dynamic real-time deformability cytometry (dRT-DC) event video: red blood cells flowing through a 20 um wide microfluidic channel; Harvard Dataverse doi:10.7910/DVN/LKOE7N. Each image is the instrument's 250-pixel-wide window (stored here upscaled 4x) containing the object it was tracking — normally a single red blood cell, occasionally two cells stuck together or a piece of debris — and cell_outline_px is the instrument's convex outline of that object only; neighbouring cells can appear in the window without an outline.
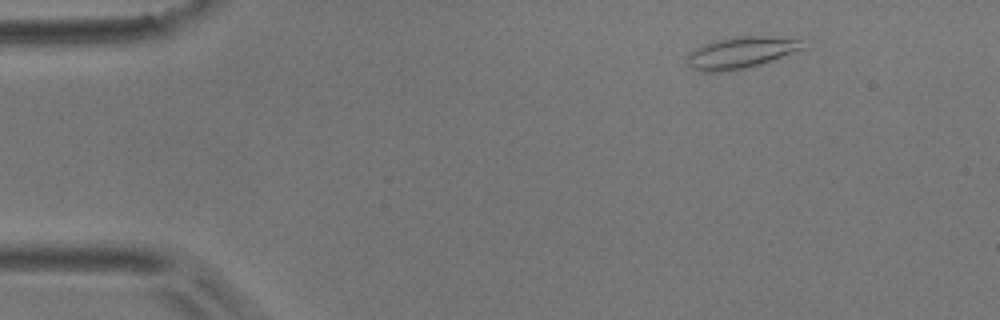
{"species": "common noctule bat (a hibernating species)", "species_latin": "Nyctalus noctula", "temperature_condition": "room temperature", "stored_images_in_passage": 8, "camera_frame_rate_fps": 3000, "um_per_image_px": 0.085, "animal": {"sex": "male", "body_mass_g": 17.9}, "frame": {"image": 1, "passage_image": 1, "time_ms": 0.0, "image_size_px": [1000, 320], "cell_outline_px": [[808, 48], [760, 64], [744, 68], [720, 72], [700, 72], [692, 68], [688, 64], [688, 56], [696, 48], [704, 44], [716, 40], [732, 36], [768, 36], [800, 40]], "centroid_in_image_um": [63.0, 4.47], "position_along_channel_um": 22.0, "area_um2": 21.15}}
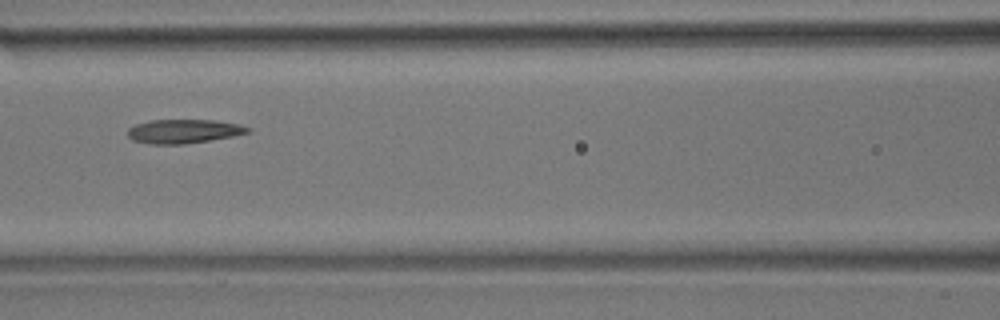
{"frame": {"image": 2, "passage_image": 6, "time_ms": 5.667, "image_size_px": [1000, 320], "cell_outline_px": [[252, 132], [232, 136], [184, 144], [148, 144], [132, 140], [128, 136], [128, 128], [136, 124], [152, 120], [212, 120], [240, 124], [252, 128]], "centroid_in_image_um": [15.62, 11.16], "position_along_channel_um": 151.0, "area_um2": 16.76}}
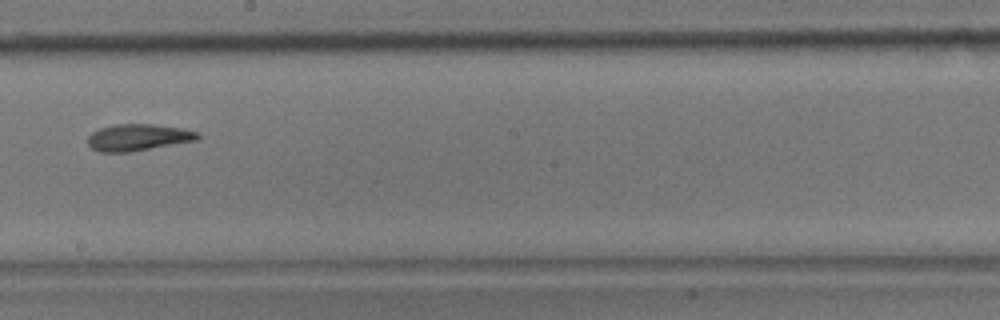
{"frame": {"image": 3, "passage_image": 8, "time_ms": 8.0, "image_size_px": [1000, 320], "cell_outline_px": [[200, 136], [196, 140], [128, 152], [100, 152], [92, 148], [88, 144], [88, 136], [92, 132], [100, 128], [112, 124], [152, 124], [184, 128], [200, 132]], "centroid_in_image_um": [11.73, 11.66], "position_along_channel_um": 236.5, "area_um2": 17.05}}